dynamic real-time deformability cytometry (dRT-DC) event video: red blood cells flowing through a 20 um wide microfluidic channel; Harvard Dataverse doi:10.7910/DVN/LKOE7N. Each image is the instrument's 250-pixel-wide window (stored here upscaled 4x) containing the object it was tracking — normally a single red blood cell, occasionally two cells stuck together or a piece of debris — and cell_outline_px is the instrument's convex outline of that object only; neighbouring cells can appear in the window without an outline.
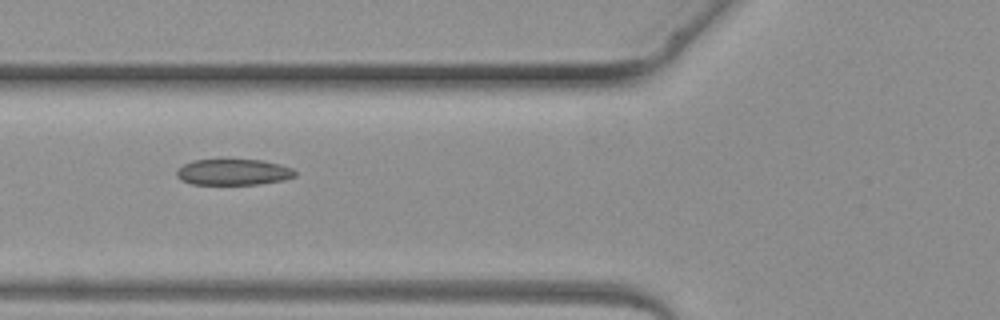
{"species": "common noctule bat (a hibernating species)", "species_latin": "Nyctalus noctula", "temperature_condition": "warm", "stored_images_in_passage": 5, "camera_frame_rate_fps": 3000, "um_per_image_px": 0.085, "animal": {"sex": "female", "body_mass_g": 19.3, "forearm_length_mm": 54.1}, "frame": {"image": 1, "passage_image": 5, "time_ms": 4.667, "image_size_px": [1000, 320], "cell_outline_px": [[296, 176], [284, 180], [260, 184], [192, 184], [180, 180], [176, 176], [176, 168], [192, 160], [264, 160], [280, 164], [292, 168], [296, 172]], "centroid_in_image_um": [19.83, 14.63], "position_along_channel_um": 106.0, "area_um2": 18.09}}